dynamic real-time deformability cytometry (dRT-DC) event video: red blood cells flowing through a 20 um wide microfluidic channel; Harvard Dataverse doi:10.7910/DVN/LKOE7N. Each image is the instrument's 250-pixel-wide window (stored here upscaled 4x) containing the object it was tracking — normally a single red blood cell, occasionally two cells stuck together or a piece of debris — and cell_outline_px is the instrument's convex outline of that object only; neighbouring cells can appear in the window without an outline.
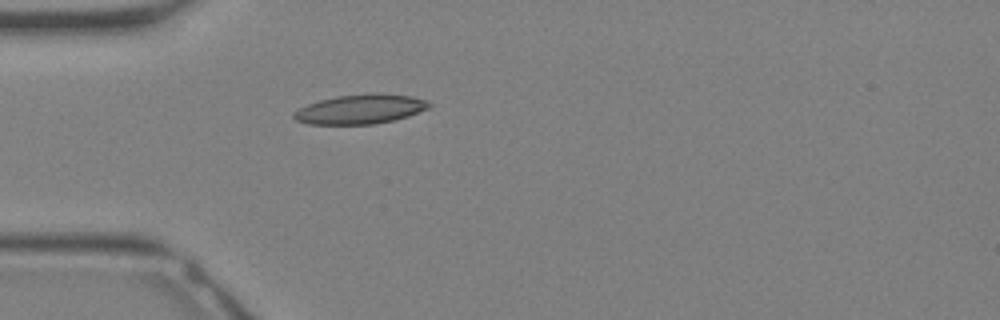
{"species": "Egyptian fruit bat (a non-hibernating species)", "species_latin": "Rousettus aegyptiacus", "temperature_condition": "warm", "stored_images_in_passage": 24, "camera_frame_rate_fps": 3000, "um_per_image_px": 0.085, "animal": {"sex": "female"}, "frame": {"image": 1, "passage_image": 1, "time_ms": 0.0, "image_size_px": [1000, 320], "cell_outline_px": [[432, 108], [408, 116], [376, 124], [308, 124], [296, 120], [292, 116], [292, 112], [308, 104], [320, 100], [336, 96], [412, 96], [428, 100], [432, 104]], "centroid_in_image_um": [30.62, 9.33], "position_along_channel_um": 54.4, "area_um2": 22.43}}
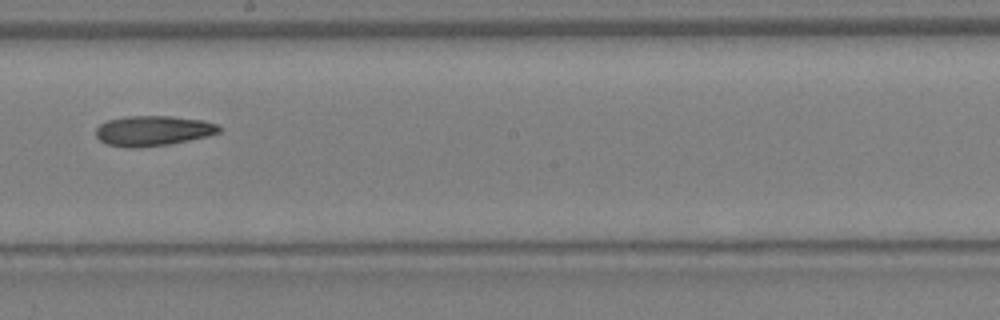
{"frame": {"image": 2, "passage_image": 10, "time_ms": 3.0, "image_size_px": [1000, 320], "cell_outline_px": [[220, 132], [208, 136], [168, 144], [136, 148], [124, 148], [108, 144], [100, 140], [96, 136], [96, 128], [100, 124], [108, 120], [128, 116], [172, 116], [200, 120], [216, 124], [220, 128]], "centroid_in_image_um": [12.97, 11.12], "position_along_channel_um": 235.2, "area_um2": 21.5}}
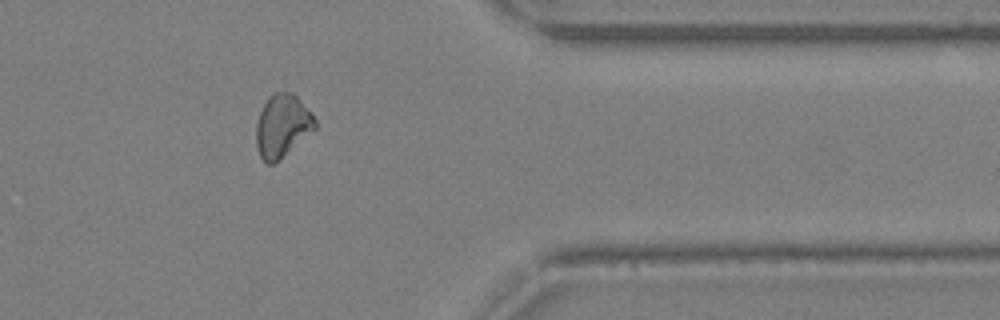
{"frame": {"image": 3, "passage_image": 18, "time_ms": 5.667, "image_size_px": [1000, 320], "cell_outline_px": [[316, 128], [280, 160], [272, 164], [268, 164], [260, 156], [256, 144], [256, 124], [260, 112], [268, 96], [272, 92], [292, 92], [312, 112], [316, 120]], "centroid_in_image_um": [24.0, 10.69], "position_along_channel_um": 387.4, "area_um2": 21.62}}